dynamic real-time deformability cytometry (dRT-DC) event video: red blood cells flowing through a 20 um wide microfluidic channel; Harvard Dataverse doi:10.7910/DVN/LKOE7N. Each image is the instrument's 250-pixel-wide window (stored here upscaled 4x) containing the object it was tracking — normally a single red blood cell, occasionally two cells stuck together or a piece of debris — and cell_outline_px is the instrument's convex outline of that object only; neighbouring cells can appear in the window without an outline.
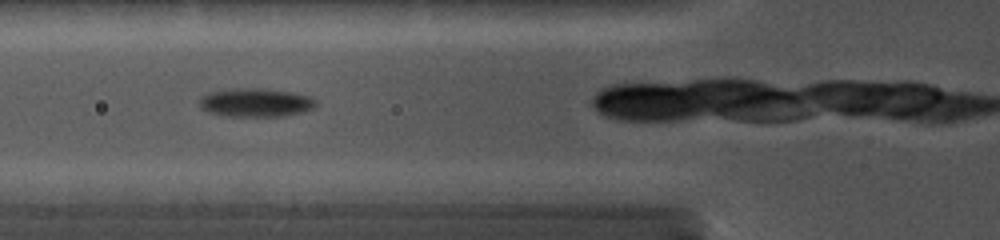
{"species": "common noctule bat (a hibernating species)", "species_latin": "Nyctalus noctula", "temperature_condition": "cold", "stored_images_in_passage": 10, "camera_frame_rate_fps": 5000, "um_per_image_px": 0.085, "animal": {"sex": "female", "body_mass_g": 19.0, "forearm_length_mm": 56.7}, "frame": {"image": 1, "passage_image": 2, "time_ms": 1.0, "image_size_px": [1000, 240], "cell_outline_px": [[316, 104], [312, 108], [280, 116], [232, 116], [212, 112], [204, 108], [200, 104], [200, 100], [208, 92], [232, 88], [260, 88], [292, 92], [308, 96]], "centroid_in_image_um": [21.7, 8.69], "position_along_channel_um": 104.1, "area_um2": 18.67}}